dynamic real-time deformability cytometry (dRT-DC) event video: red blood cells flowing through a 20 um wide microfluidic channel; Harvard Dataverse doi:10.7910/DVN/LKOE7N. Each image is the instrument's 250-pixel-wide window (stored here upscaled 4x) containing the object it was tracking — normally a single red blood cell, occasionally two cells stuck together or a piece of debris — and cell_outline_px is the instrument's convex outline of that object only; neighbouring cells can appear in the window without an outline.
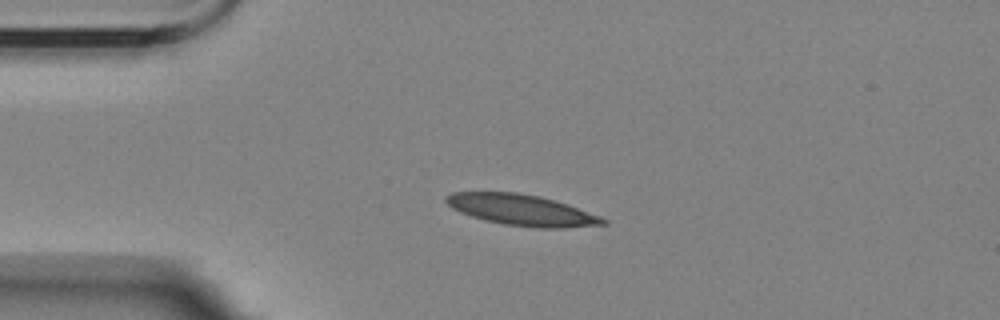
{"species": "Egyptian fruit bat (a non-hibernating species)", "species_latin": "Rousettus aegyptiacus", "temperature_condition": "room temperature", "stored_images_in_passage": 4, "camera_frame_rate_fps": 3000, "um_per_image_px": 0.085, "animal": {"sex": "female"}, "frame": {"image": 1, "passage_image": 3, "time_ms": 2.333, "image_size_px": [1000, 320], "cell_outline_px": [[608, 224], [564, 228], [536, 228], [504, 224], [484, 220], [460, 212], [452, 208], [444, 200], [444, 196], [452, 192], [516, 192], [540, 196], [568, 204], [600, 216], [608, 220]], "centroid_in_image_um": [44.35, 17.85], "position_along_channel_um": 40.6, "area_um2": 28.44}}